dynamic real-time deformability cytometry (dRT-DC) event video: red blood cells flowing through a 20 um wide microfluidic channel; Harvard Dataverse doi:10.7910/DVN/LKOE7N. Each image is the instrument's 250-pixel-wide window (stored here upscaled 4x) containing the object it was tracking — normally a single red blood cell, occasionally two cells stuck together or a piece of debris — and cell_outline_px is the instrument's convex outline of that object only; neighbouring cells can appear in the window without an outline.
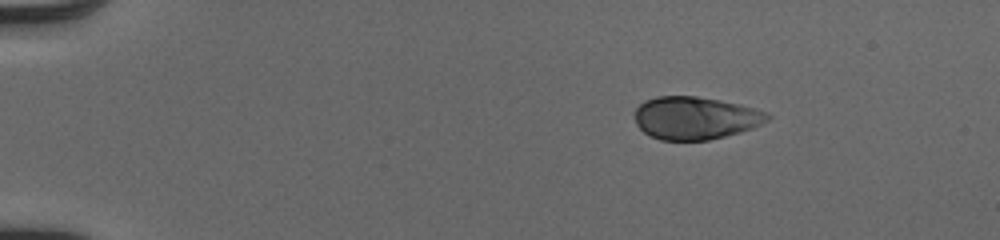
{"species": "human", "species_latin": "Homo sapiens", "temperature_condition": "cold", "stored_images_in_passage": 44, "camera_frame_rate_fps": 3000, "um_per_image_px": 0.085, "donor": {"sex": "male"}, "frame": {"image": 1, "passage_image": 1, "time_ms": 0.0, "image_size_px": [1000, 240], "cell_outline_px": [[772, 116], [768, 120], [752, 128], [740, 132], [708, 140], [660, 140], [644, 132], [636, 124], [636, 108], [644, 100], [656, 96], [696, 96], [720, 100], [740, 104], [756, 108], [768, 112]], "centroid_in_image_um": [59.12, 10.02], "position_along_channel_um": 25.9, "area_um2": 33.06}}
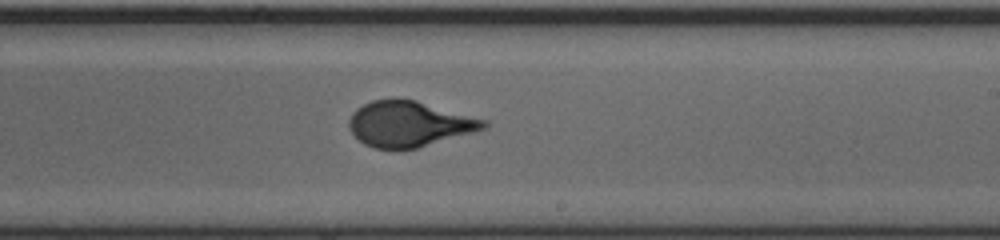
{"frame": {"image": 2, "passage_image": 25, "time_ms": 8.0, "image_size_px": [1000, 240], "cell_outline_px": [[488, 128], [416, 148], [376, 148], [364, 144], [348, 128], [348, 120], [352, 112], [356, 108], [372, 100], [416, 100], [488, 120]], "centroid_in_image_um": [34.8, 10.53], "position_along_channel_um": 254.2, "area_um2": 35.37}}
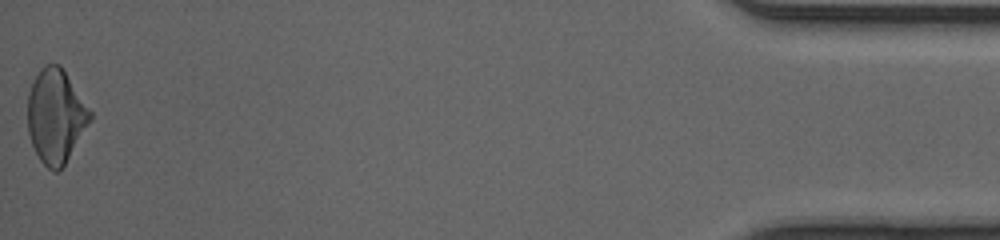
{"frame": {"image": 3, "passage_image": 44, "time_ms": 14.333, "image_size_px": [1000, 240], "cell_outline_px": [[92, 120], [64, 164], [56, 172], [52, 172], [40, 160], [32, 144], [28, 132], [28, 92], [40, 68], [48, 64], [60, 64], [92, 112]], "centroid_in_image_um": [4.74, 9.86], "position_along_channel_um": 430.5, "area_um2": 33.93}, "authors_computed_cell_mechanics": {"area_um2": 34.8245, "velocity_mm_per_s": 4.1104, "shape_relaxation_time_tau1_ms": 3.9387, "shape_relaxation_time_tau2_ms": null, "deformation_change_tau1": 0.1699, "deformation_change_tau2": null}}